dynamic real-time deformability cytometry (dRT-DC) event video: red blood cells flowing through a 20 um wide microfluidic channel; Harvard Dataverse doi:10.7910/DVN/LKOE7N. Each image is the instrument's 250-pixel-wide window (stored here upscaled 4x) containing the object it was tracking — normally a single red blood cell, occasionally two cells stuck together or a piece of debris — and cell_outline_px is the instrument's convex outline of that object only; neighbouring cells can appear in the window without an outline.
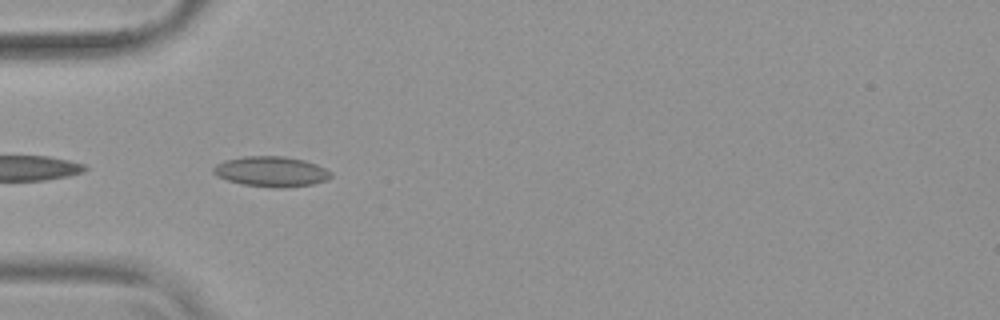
{"species": "common noctule bat (a hibernating species)", "species_latin": "Nyctalus noctula", "temperature_condition": "warm", "stored_images_in_passage": 9, "camera_frame_rate_fps": 3000, "um_per_image_px": 0.085, "animal": {"sex": "female", "body_mass_g": 19.9}, "frame": {"image": 1, "passage_image": 2, "time_ms": 0.333, "image_size_px": [1000, 320], "cell_outline_px": [[332, 176], [328, 180], [312, 184], [284, 188], [276, 188], [244, 184], [228, 180], [216, 176], [212, 172], [212, 168], [216, 164], [224, 160], [244, 156], [284, 156], [304, 160], [316, 164], [332, 172]], "centroid_in_image_um": [23.05, 14.58], "position_along_channel_um": 61.9, "area_um2": 20.81}}